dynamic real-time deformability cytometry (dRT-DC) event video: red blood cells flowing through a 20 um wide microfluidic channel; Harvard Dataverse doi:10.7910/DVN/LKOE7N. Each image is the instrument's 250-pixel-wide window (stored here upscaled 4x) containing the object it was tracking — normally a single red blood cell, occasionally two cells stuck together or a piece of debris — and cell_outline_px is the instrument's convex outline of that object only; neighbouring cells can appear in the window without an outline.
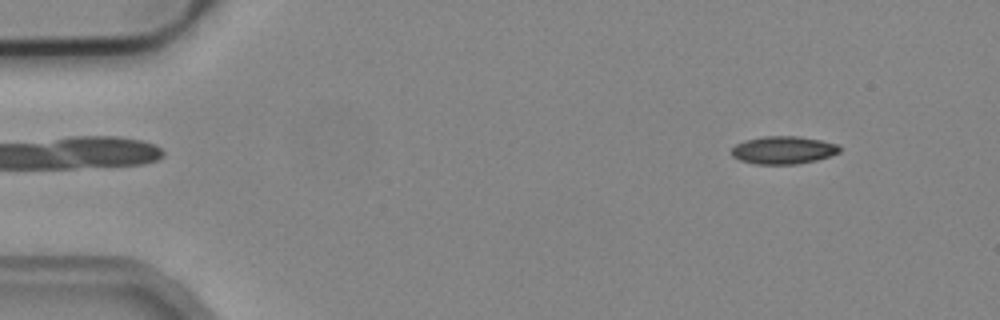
{"species": "common noctule bat (a hibernating species)", "species_latin": "Nyctalus noctula", "temperature_condition": "cold", "stored_images_in_passage": 26, "camera_frame_rate_fps": 3000, "um_per_image_px": 0.085, "animal": {"sex": "male", "body_mass_g": 19.2, "forearm_length_mm": 51.8}, "frame": {"image": 1, "passage_image": 5, "time_ms": 1.333, "image_size_px": [1000, 320], "cell_outline_px": [[840, 152], [816, 160], [796, 164], [756, 164], [740, 160], [732, 156], [732, 148], [736, 144], [744, 140], [764, 136], [796, 136], [820, 140], [840, 144]], "centroid_in_image_um": [66.58, 12.75], "position_along_channel_um": 18.4, "area_um2": 17.46}}
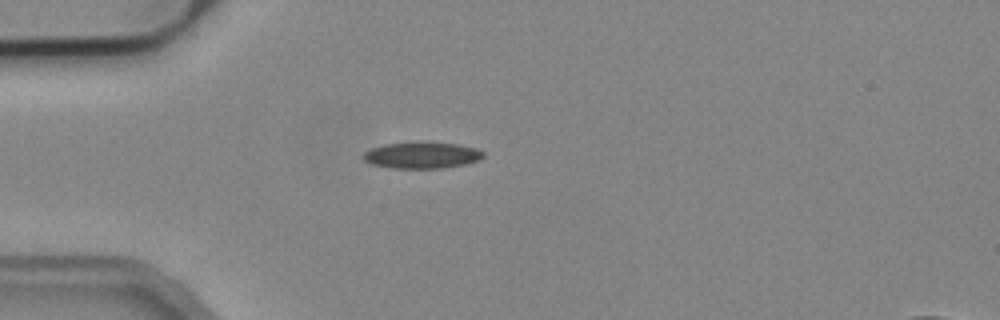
{"frame": {"image": 2, "passage_image": 14, "time_ms": 4.333, "image_size_px": [1000, 320], "cell_outline_px": [[484, 156], [480, 160], [464, 164], [440, 168], [392, 168], [372, 164], [364, 160], [364, 152], [372, 148], [384, 144], [460, 144], [476, 148], [484, 152]], "centroid_in_image_um": [35.89, 13.22], "position_along_channel_um": 49.1, "area_um2": 17.74}}
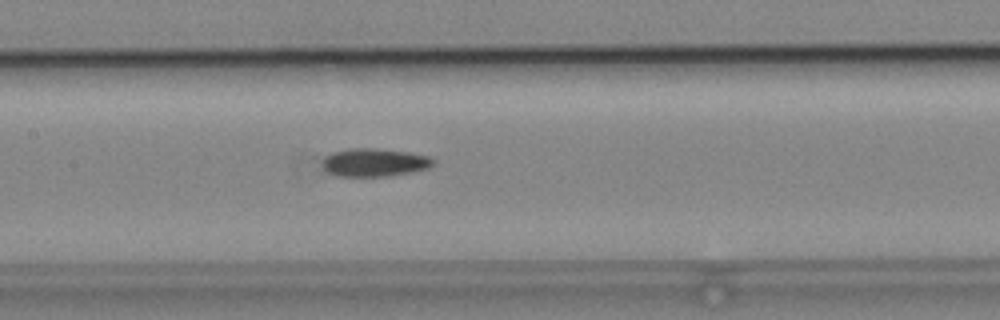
{"frame": {"image": 3, "passage_image": 25, "time_ms": 8.0, "image_size_px": [1000, 320], "cell_outline_px": [[436, 160], [428, 168], [388, 176], [336, 176], [328, 172], [324, 168], [324, 156], [332, 152], [348, 148], [376, 148], [408, 152], [428, 156]], "centroid_in_image_um": [31.8, 13.8], "position_along_channel_um": 175.6, "area_um2": 18.03}}